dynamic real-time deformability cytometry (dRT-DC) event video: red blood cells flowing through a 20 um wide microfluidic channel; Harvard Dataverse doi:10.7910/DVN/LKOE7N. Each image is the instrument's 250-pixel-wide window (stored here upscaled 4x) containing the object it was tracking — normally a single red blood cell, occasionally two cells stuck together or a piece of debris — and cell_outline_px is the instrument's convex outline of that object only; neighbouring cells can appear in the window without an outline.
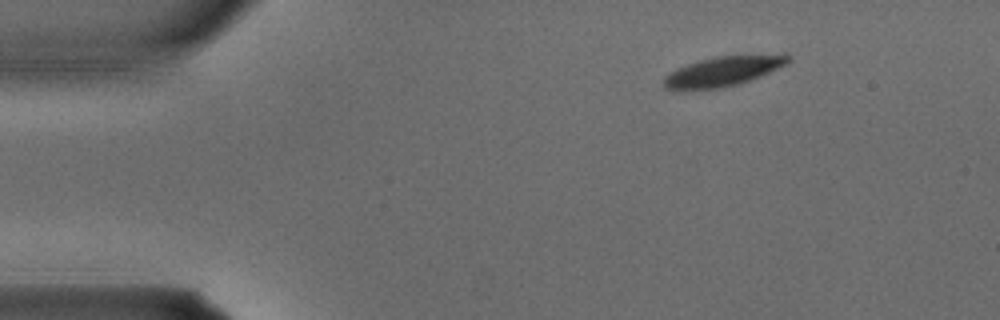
{"species": "common noctule bat (a hibernating species)", "species_latin": "Nyctalus noctula", "temperature_condition": "warm", "stored_images_in_passage": 2, "camera_frame_rate_fps": 3000, "um_per_image_px": 0.085, "animal": {"sex": "male", "body_mass_g": 15.6}, "frame": {"image": 1, "passage_image": 1, "time_ms": 0.0, "image_size_px": [1000, 320], "cell_outline_px": [[792, 60], [788, 64], [760, 76], [740, 84], [724, 88], [676, 92], [664, 88], [664, 76], [676, 68], [700, 60], [720, 56], [784, 52], [792, 56]], "centroid_in_image_um": [61.51, 6.06], "position_along_channel_um": 23.5, "area_um2": 22.66}}